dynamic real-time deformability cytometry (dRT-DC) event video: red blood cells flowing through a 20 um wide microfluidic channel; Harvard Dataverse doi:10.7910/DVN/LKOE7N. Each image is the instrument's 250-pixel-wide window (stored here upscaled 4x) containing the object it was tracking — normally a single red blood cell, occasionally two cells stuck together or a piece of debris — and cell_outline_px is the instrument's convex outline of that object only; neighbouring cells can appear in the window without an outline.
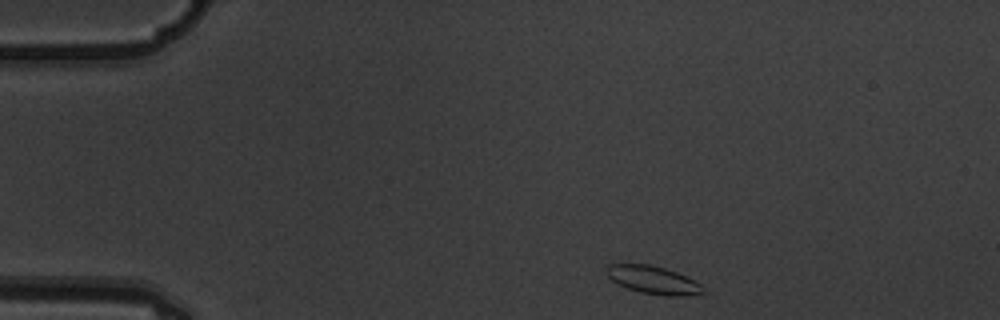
{"species": "common noctule bat (a hibernating species)", "species_latin": "Nyctalus noctula", "temperature_condition": "warm", "stored_images_in_passage": 4, "camera_frame_rate_fps": 3000, "um_per_image_px": 0.085, "animal": {"sex": "male", "body_mass_g": 19.5, "forearm_length_mm": 54.6}, "frame": {"image": 1, "passage_image": 1, "time_ms": 0.0, "image_size_px": [1000, 320], "cell_outline_px": [[704, 292], [684, 296], [664, 296], [640, 292], [616, 284], [604, 272], [608, 264], [648, 264], [664, 268], [676, 272], [700, 284], [704, 288]], "centroid_in_image_um": [55.46, 23.8], "position_along_channel_um": 29.5, "area_um2": 15.61}}